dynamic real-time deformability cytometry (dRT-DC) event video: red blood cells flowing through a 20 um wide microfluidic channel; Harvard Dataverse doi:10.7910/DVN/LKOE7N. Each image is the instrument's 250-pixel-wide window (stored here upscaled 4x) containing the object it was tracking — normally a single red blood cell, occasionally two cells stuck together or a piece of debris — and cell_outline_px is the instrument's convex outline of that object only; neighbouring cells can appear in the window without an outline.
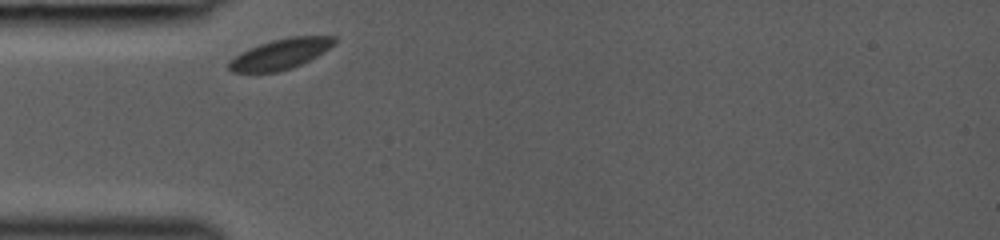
{"species": "common noctule bat (a hibernating species)", "species_latin": "Nyctalus noctula", "temperature_condition": "room temperature", "stored_images_in_passage": 26, "camera_frame_rate_fps": 3000, "um_per_image_px": 0.085, "animal": {"sex": "female", "body_mass_g": 19.0, "forearm_length_mm": 53.3}, "frame": {"image": 1, "passage_image": 1, "time_ms": 0.0, "image_size_px": [1000, 240], "cell_outline_px": [[336, 40], [328, 48], [316, 56], [292, 68], [276, 72], [232, 72], [228, 68], [228, 64], [236, 56], [248, 48], [272, 40], [288, 36], [336, 36]], "centroid_in_image_um": [23.82, 4.58], "position_along_channel_um": 61.2, "area_um2": 18.32}}
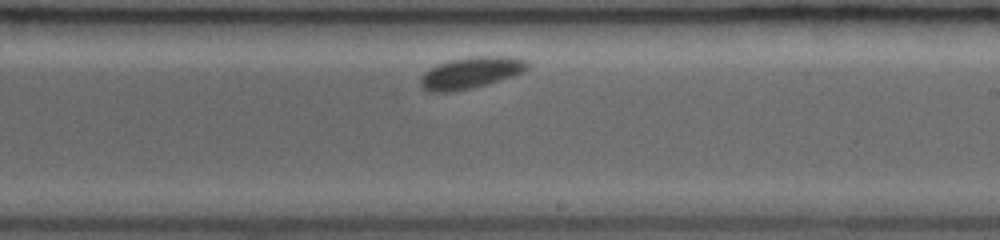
{"frame": {"image": 2, "passage_image": 15, "time_ms": 4.667, "image_size_px": [1000, 240], "cell_outline_px": [[532, 64], [528, 68], [512, 76], [472, 88], [452, 92], [428, 92], [420, 88], [420, 76], [424, 72], [448, 60], [468, 56], [516, 56], [528, 60]], "centroid_in_image_um": [40.02, 6.17], "position_along_channel_um": 249.0, "area_um2": 19.88}}
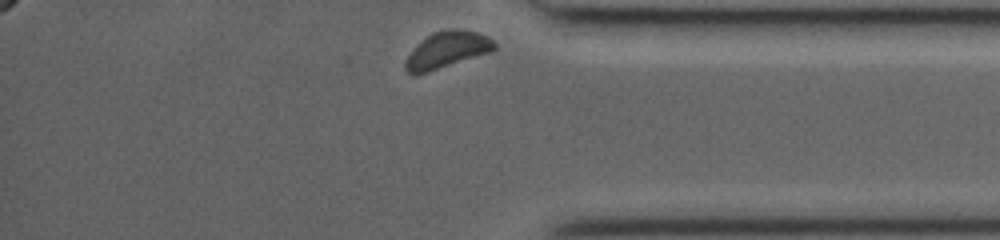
{"frame": {"image": 3, "passage_image": 26, "time_ms": 8.333, "image_size_px": [1000, 240], "cell_outline_px": [[496, 48], [492, 52], [424, 72], [408, 72], [404, 68], [404, 60], [432, 32], [452, 28], [456, 28], [476, 32], [488, 36], [496, 44]], "centroid_in_image_um": [38.07, 4.2], "position_along_channel_um": 397.1, "area_um2": 18.21}}